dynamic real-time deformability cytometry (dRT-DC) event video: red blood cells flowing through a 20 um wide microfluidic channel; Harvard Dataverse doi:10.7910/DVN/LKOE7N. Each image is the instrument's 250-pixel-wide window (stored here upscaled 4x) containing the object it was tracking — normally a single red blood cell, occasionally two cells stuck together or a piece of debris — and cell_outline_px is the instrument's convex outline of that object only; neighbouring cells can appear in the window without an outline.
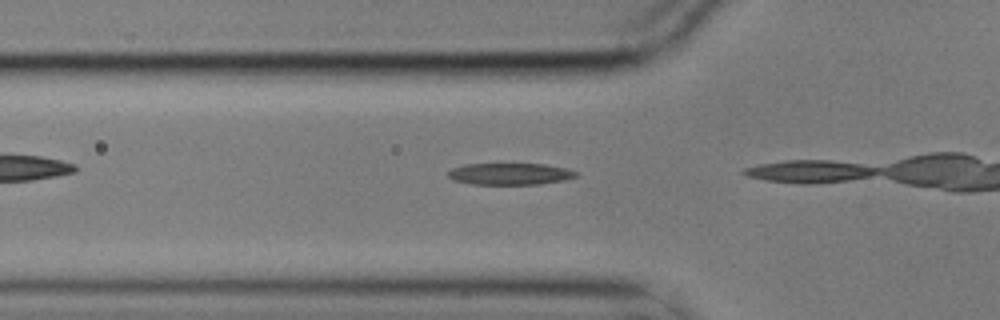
{"species": "common noctule bat (a hibernating species)", "species_latin": "Nyctalus noctula", "temperature_condition": "cold", "stored_images_in_passage": 14, "camera_frame_rate_fps": 3000, "um_per_image_px": 0.085, "animal": {"sex": "male", "body_mass_g": 17.9}, "frame": {"image": 1, "passage_image": 12, "time_ms": 3.667, "image_size_px": [1000, 320], "cell_outline_px": [[576, 176], [564, 180], [540, 184], [472, 184], [452, 180], [448, 176], [448, 172], [452, 168], [464, 164], [544, 164], [564, 168], [576, 172]], "centroid_in_image_um": [43.29, 14.78], "position_along_channel_um": 82.5, "area_um2": 16.01}}